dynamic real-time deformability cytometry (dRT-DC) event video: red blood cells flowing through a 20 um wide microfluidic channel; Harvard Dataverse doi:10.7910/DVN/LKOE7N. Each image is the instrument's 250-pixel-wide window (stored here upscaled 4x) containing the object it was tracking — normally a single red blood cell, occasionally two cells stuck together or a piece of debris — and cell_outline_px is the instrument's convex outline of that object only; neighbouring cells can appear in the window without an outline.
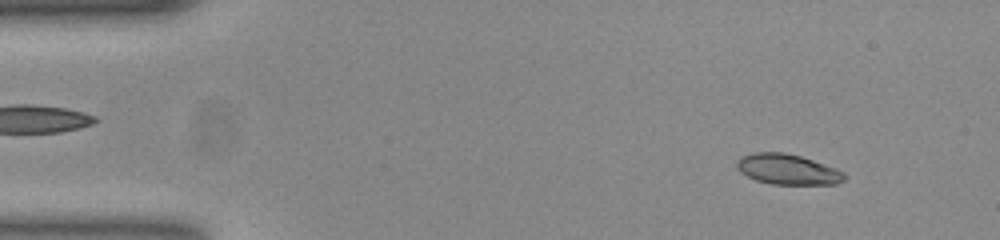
{"species": "common noctule bat (a hibernating species)", "species_latin": "Nyctalus noctula", "temperature_condition": "room temperature", "stored_images_in_passage": 48, "camera_frame_rate_fps": 3000, "um_per_image_px": 0.085, "animal": {"sex": "female", "body_mass_g": 23.0, "forearm_length_mm": 53.4}, "frame": {"image": 1, "passage_image": 1, "time_ms": 0.0, "image_size_px": [1000, 240], "cell_outline_px": [[848, 176], [844, 180], [836, 184], [772, 184], [756, 180], [740, 172], [736, 168], [736, 164], [744, 156], [752, 152], [784, 152], [800, 156], [836, 168], [844, 172]], "centroid_in_image_um": [66.98, 14.4], "position_along_channel_um": 18.0, "area_um2": 18.96}}
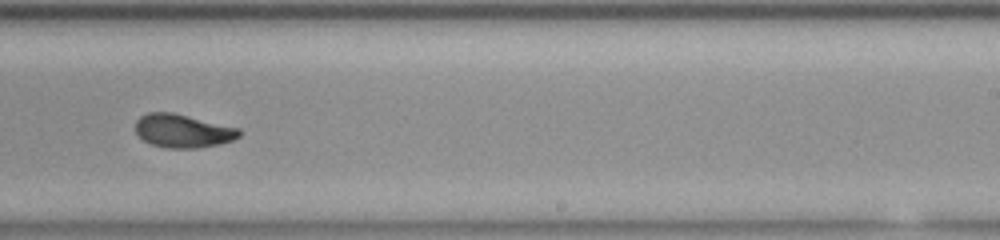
{"frame": {"image": 2, "passage_image": 28, "time_ms": 9.0, "image_size_px": [1000, 240], "cell_outline_px": [[240, 136], [232, 140], [220, 144], [200, 148], [168, 148], [152, 144], [144, 140], [136, 132], [136, 120], [140, 116], [148, 112], [172, 112], [240, 128]], "centroid_in_image_um": [15.55, 11.12], "position_along_channel_um": 273.4, "area_um2": 20.17}}
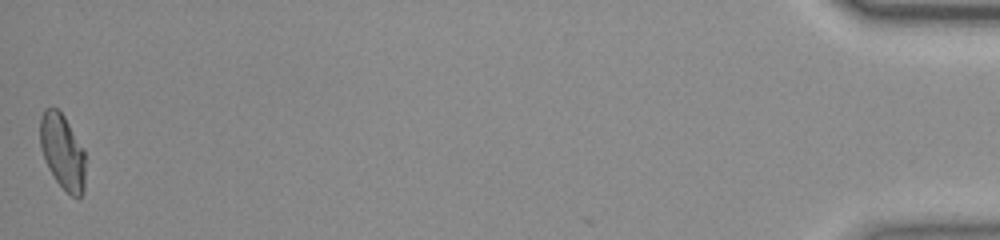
{"frame": {"image": 3, "passage_image": 48, "time_ms": 15.667, "image_size_px": [1000, 240], "cell_outline_px": [[84, 192], [80, 196], [72, 196], [56, 180], [48, 168], [40, 148], [40, 120], [44, 108], [56, 108], [64, 116], [84, 148]], "centroid_in_image_um": [5.3, 12.87], "position_along_channel_um": 429.9, "area_um2": 19.65}, "authors_computed_cell_mechanics": {"area_um2": 20.0855, "velocity_mm_per_s": 3.8562, "shape_relaxation_time_tau1_ms": 4.6573, "shape_relaxation_time_tau2_ms": 1.3597, "deformation_change_tau1": 0.1626, "deformation_change_tau2": 0.0523}}